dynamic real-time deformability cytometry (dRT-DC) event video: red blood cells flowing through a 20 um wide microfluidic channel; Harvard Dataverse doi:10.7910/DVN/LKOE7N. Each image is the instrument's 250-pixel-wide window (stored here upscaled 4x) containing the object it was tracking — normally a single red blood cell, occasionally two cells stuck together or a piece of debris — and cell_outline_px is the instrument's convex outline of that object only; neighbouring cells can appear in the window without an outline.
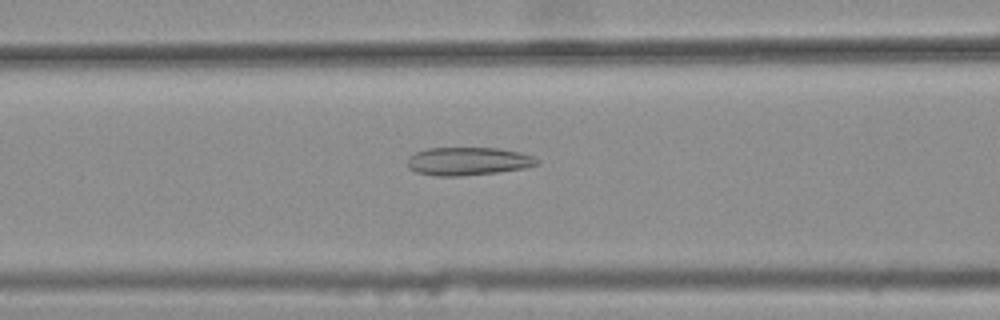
{"species": "common noctule bat (a hibernating species)", "species_latin": "Nyctalus noctula", "temperature_condition": "warm", "stored_images_in_passage": 39, "camera_frame_rate_fps": 3000, "um_per_image_px": 0.085, "animal": {"sex": "female", "body_mass_g": 25.1}, "frame": {"image": 1, "passage_image": 14, "time_ms": 4.333, "image_size_px": [1000, 320], "cell_outline_px": [[540, 164], [524, 168], [496, 172], [460, 176], [436, 176], [416, 172], [408, 168], [408, 156], [416, 152], [428, 148], [500, 148], [520, 152], [532, 156], [540, 160]], "centroid_in_image_um": [39.79, 13.7], "position_along_channel_um": 126.8, "area_um2": 21.27}}
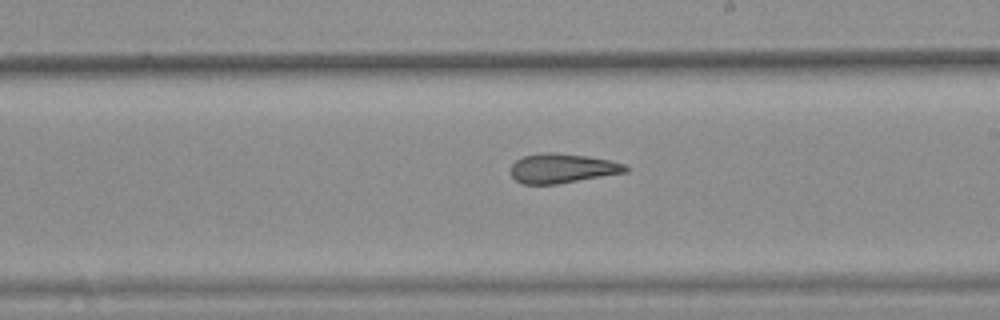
{"frame": {"image": 2, "passage_image": 23, "time_ms": 7.333, "image_size_px": [1000, 320], "cell_outline_px": [[628, 172], [556, 184], [524, 184], [516, 180], [512, 176], [508, 168], [516, 160], [524, 156], [544, 152], [552, 152], [588, 156], [628, 164]], "centroid_in_image_um": [47.79, 14.3], "position_along_channel_um": 241.2, "area_um2": 19.83}}
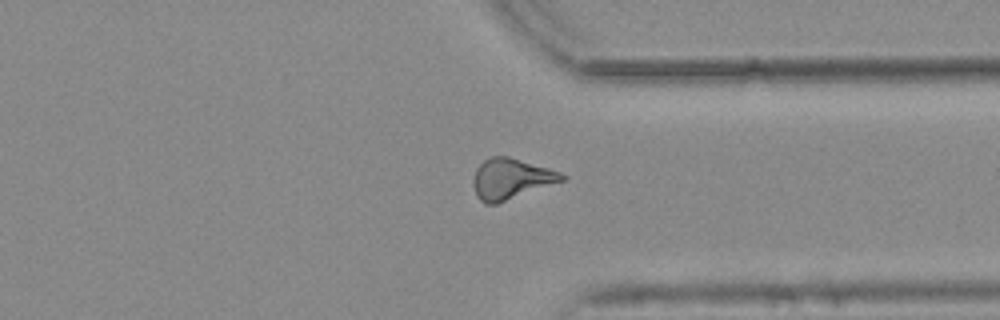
{"frame": {"image": 3, "passage_image": 33, "time_ms": 10.667, "image_size_px": [1000, 320], "cell_outline_px": [[568, 176], [564, 180], [496, 204], [484, 204], [476, 196], [472, 184], [472, 180], [476, 168], [484, 160], [492, 156], [508, 156], [548, 168], [560, 172]], "centroid_in_image_um": [43.39, 15.2], "position_along_channel_um": 368.0, "area_um2": 20.92}, "authors_computed_cell_mechanics": {"area_um2": 20.6346, "velocity_mm_per_s": 3.8239, "shape_relaxation_time_tau1_ms": null, "shape_relaxation_time_tau2_ms": 3.4535, "deformation_change_tau1": null, "deformation_change_tau2": 0.1393}}